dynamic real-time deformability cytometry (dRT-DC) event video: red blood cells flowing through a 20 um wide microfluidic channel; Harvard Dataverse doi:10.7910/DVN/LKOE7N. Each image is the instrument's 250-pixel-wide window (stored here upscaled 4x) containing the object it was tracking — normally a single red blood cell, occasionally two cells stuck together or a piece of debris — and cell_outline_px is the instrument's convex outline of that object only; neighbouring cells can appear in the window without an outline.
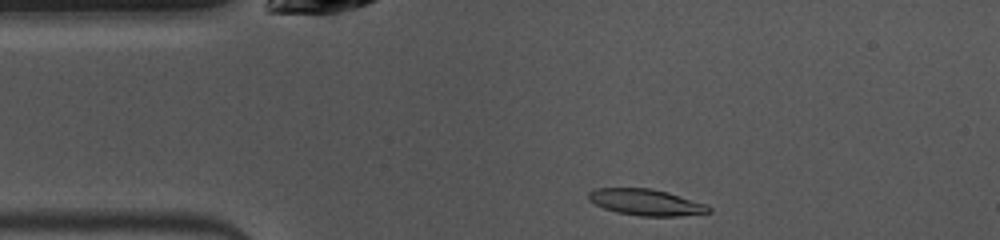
{"species": "common noctule bat (a hibernating species)", "species_latin": "Nyctalus noctula", "temperature_condition": "warm", "stored_images_in_passage": 41, "camera_frame_rate_fps": 3000, "um_per_image_px": 0.085, "animal": {"sex": "female", "body_mass_g": 10.0, "forearm_length_mm": 53.1}, "frame": {"image": 1, "passage_image": 1, "time_ms": 0.0, "image_size_px": [1000, 240], "cell_outline_px": [[712, 212], [680, 216], [640, 216], [616, 212], [604, 208], [588, 200], [588, 192], [596, 188], [652, 188], [668, 192], [708, 204], [712, 208]], "centroid_in_image_um": [54.95, 17.19], "position_along_channel_um": 30.1, "area_um2": 18.61}}
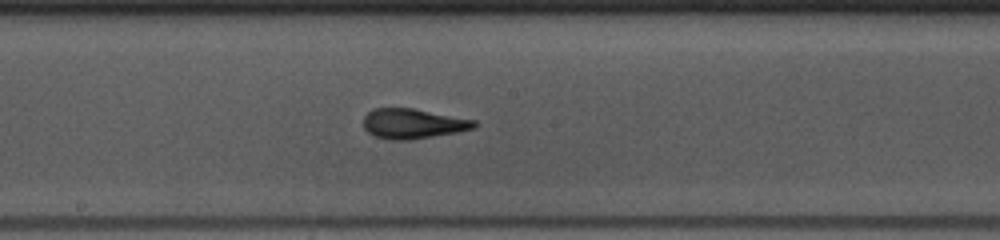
{"frame": {"image": 2, "passage_image": 17, "time_ms": 5.333, "image_size_px": [1000, 240], "cell_outline_px": [[476, 128], [456, 132], [408, 140], [388, 140], [376, 136], [368, 132], [364, 128], [364, 116], [372, 108], [412, 108], [476, 120]], "centroid_in_image_um": [35.08, 10.5], "position_along_channel_um": 213.1, "area_um2": 19.25}}
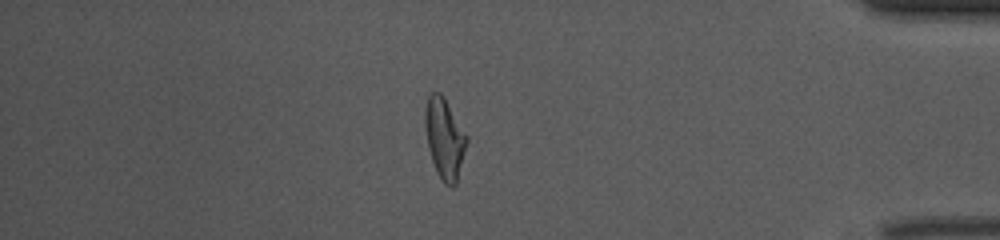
{"frame": {"image": 3, "passage_image": 34, "time_ms": 11.0, "image_size_px": [1000, 240], "cell_outline_px": [[468, 140], [456, 184], [452, 188], [444, 184], [436, 172], [428, 148], [424, 124], [424, 112], [428, 96], [432, 92], [440, 92], [444, 96], [468, 136]], "centroid_in_image_um": [37.78, 11.76], "position_along_channel_um": 397.4, "area_um2": 19.77}, "authors_computed_cell_mechanics": {"area_um2": 19.0162, "velocity_mm_per_s": 3.9734, "shape_relaxation_time_tau1_ms": 3.4255, "shape_relaxation_time_tau2_ms": 1.5473, "deformation_change_tau1": 0.1692, "deformation_change_tau2": 0.0525}}